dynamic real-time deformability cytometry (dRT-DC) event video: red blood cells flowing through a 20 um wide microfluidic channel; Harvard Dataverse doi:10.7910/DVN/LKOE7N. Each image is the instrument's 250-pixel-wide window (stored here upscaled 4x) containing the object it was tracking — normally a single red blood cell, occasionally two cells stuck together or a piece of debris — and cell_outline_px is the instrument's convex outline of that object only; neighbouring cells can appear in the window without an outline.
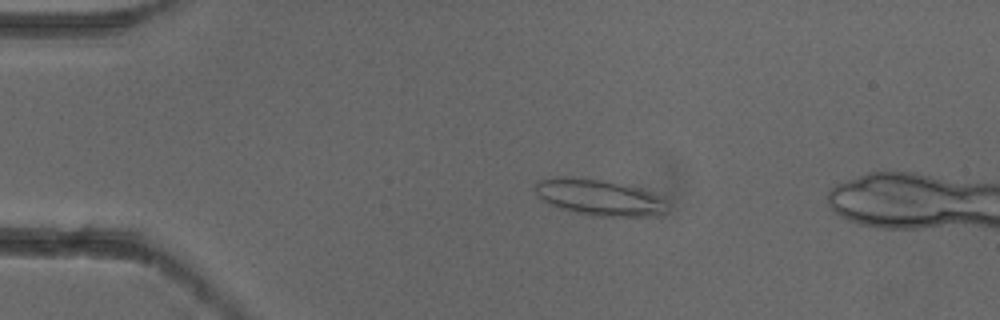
{"species": "common noctule bat (a hibernating species)", "species_latin": "Nyctalus noctula", "temperature_condition": "cold", "stored_images_in_passage": 6, "camera_frame_rate_fps": 3000, "um_per_image_px": 0.085, "animal": {"sex": "female"}, "frame": {"image": 1, "passage_image": 4, "time_ms": 1.0, "image_size_px": [1000, 320], "cell_outline_px": [[668, 212], [656, 216], [592, 216], [560, 208], [548, 204], [532, 188], [536, 180], [556, 176], [600, 180], [636, 188], [648, 192], [660, 200]], "centroid_in_image_um": [50.81, 16.79], "position_along_channel_um": 34.2, "area_um2": 27.11}}